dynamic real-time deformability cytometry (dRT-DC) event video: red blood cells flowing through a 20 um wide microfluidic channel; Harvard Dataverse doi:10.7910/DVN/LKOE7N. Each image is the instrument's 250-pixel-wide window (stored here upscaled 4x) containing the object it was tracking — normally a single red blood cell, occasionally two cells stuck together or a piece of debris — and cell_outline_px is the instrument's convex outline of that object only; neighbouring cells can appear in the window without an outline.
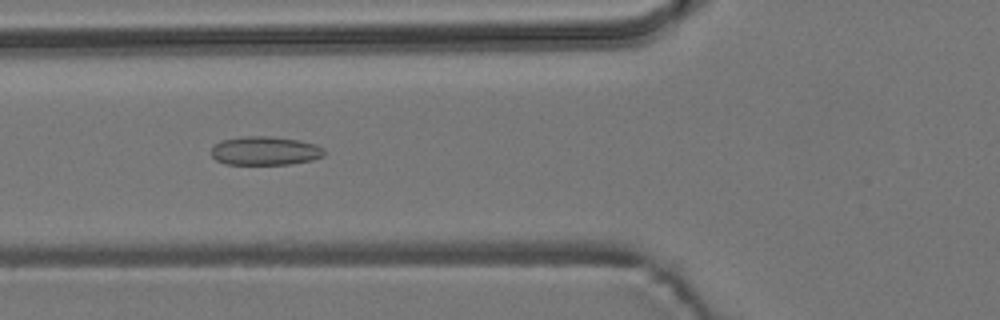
{"species": "common noctule bat (a hibernating species)", "species_latin": "Nyctalus noctula", "temperature_condition": "room temperature", "stored_images_in_passage": 54, "camera_frame_rate_fps": 3000, "um_per_image_px": 0.085, "animal": {"sex": "male", "body_mass_g": 19.2, "forearm_length_mm": 51.8}, "frame": {"image": 1, "passage_image": 20, "time_ms": 6.333, "image_size_px": [1000, 320], "cell_outline_px": [[324, 156], [312, 160], [292, 164], [224, 164], [216, 160], [212, 156], [212, 148], [220, 140], [240, 136], [272, 136], [300, 140], [316, 144], [324, 148]], "centroid_in_image_um": [22.54, 12.81], "position_along_channel_um": 103.3, "area_um2": 19.13}}
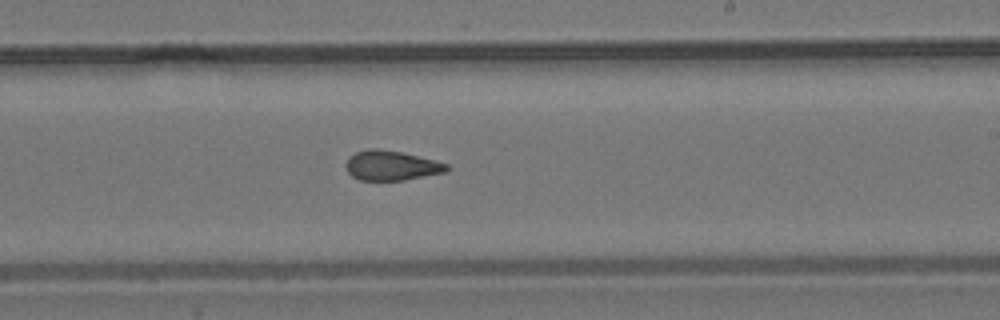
{"frame": {"image": 2, "passage_image": 32, "time_ms": 10.333, "image_size_px": [1000, 320], "cell_outline_px": [[448, 168], [444, 172], [404, 180], [360, 180], [352, 176], [348, 172], [344, 164], [348, 156], [356, 152], [368, 148], [376, 148], [400, 152], [436, 160], [448, 164]], "centroid_in_image_um": [33.21, 14.06], "position_along_channel_um": 255.8, "area_um2": 17.46}}
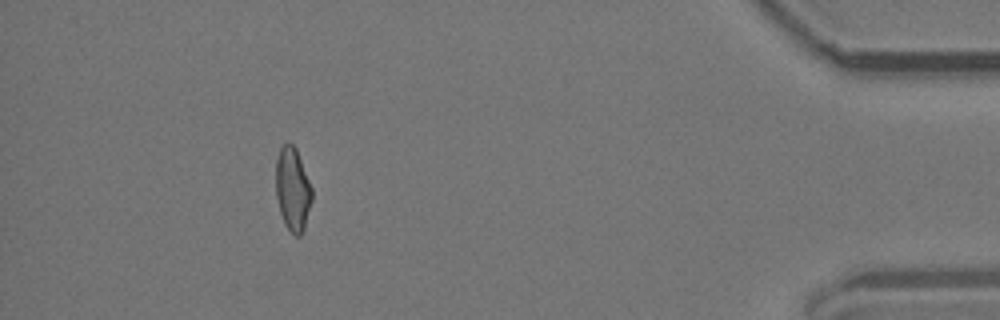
{"frame": {"image": 3, "passage_image": 49, "time_ms": 16.0, "image_size_px": [1000, 320], "cell_outline_px": [[312, 200], [304, 232], [300, 236], [296, 236], [284, 224], [280, 212], [276, 196], [276, 160], [280, 148], [288, 140], [296, 148], [312, 188]], "centroid_in_image_um": [24.88, 16.09], "position_along_channel_um": 410.3, "area_um2": 17.69}, "authors_computed_cell_mechanics": {"area_um2": 18.2648, "velocity_mm_per_s": 3.8051, "shape_relaxation_time_tau1_ms": null, "shape_relaxation_time_tau2_ms": 2.4943, "deformation_change_tau1": null, "deformation_change_tau2": 0.0904}}